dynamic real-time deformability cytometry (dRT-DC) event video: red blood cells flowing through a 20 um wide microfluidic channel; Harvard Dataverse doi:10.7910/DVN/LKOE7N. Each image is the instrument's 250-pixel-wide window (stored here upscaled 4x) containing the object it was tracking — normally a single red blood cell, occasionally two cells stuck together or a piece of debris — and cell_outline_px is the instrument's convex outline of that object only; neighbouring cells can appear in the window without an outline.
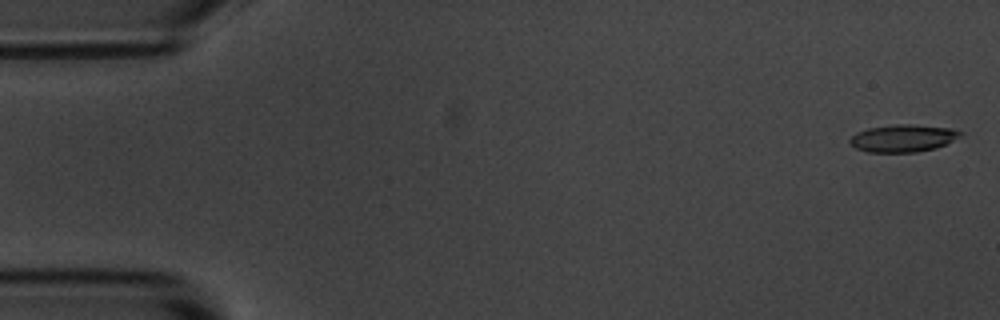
{"species": "common noctule bat (a hibernating species)", "species_latin": "Nyctalus noctula", "temperature_condition": "room temperature", "stored_images_in_passage": 5, "camera_frame_rate_fps": 3000, "um_per_image_px": 0.085, "animal": {"sex": "male", "body_mass_g": 20.1, "forearm_length_mm": 53.5}, "frame": {"image": 1, "passage_image": 1, "time_ms": 0.0, "image_size_px": [1000, 320], "cell_outline_px": [[964, 132], [960, 136], [936, 148], [916, 152], [868, 152], [856, 148], [848, 140], [856, 132], [868, 128], [896, 124], [908, 124], [952, 128]], "centroid_in_image_um": [76.75, 11.74], "position_along_channel_um": 8.3, "area_um2": 17.51}}
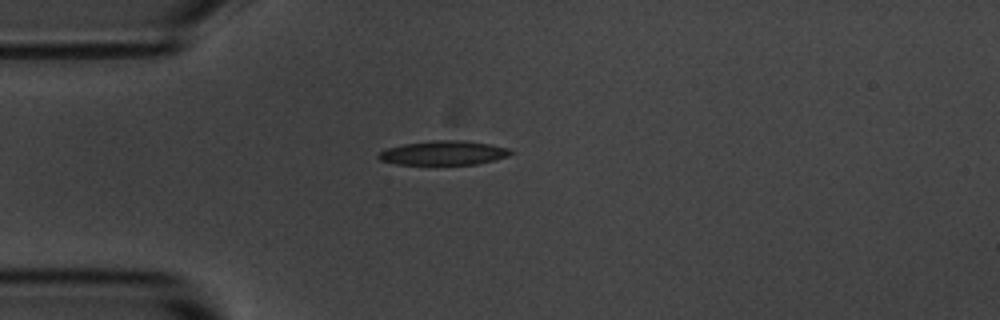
{"frame": {"image": 2, "passage_image": 4, "time_ms": 4.333, "image_size_px": [1000, 320], "cell_outline_px": [[516, 152], [508, 156], [476, 164], [396, 164], [380, 160], [376, 156], [380, 152], [388, 148], [404, 144], [432, 140], [468, 140], [508, 148]], "centroid_in_image_um": [37.72, 12.99], "position_along_channel_um": 47.3, "area_um2": 18.55}}